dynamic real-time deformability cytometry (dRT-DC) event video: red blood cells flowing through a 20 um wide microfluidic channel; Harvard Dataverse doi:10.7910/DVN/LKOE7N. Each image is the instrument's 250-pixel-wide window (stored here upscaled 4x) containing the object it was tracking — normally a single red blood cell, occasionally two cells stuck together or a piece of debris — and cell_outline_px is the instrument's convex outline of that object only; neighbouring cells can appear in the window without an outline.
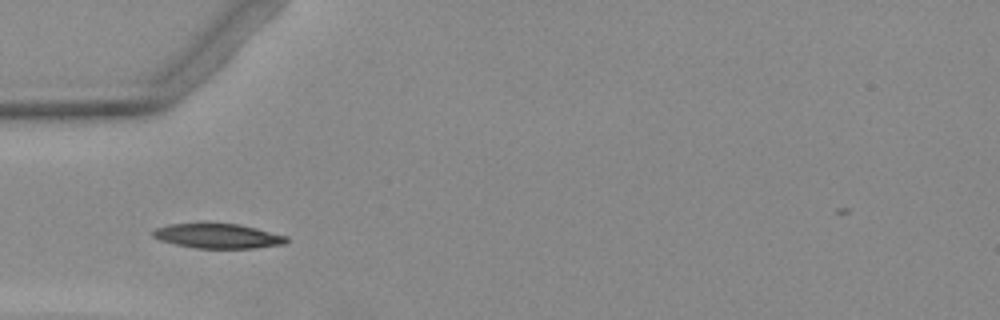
{"species": "Egyptian fruit bat (a non-hibernating species)", "species_latin": "Rousettus aegyptiacus", "temperature_condition": "warm", "stored_images_in_passage": 5, "camera_frame_rate_fps": 3000, "um_per_image_px": 0.085, "animal": {"sex": "female"}, "frame": {"image": 1, "passage_image": 4, "time_ms": 3.333, "image_size_px": [1000, 320], "cell_outline_px": [[288, 240], [284, 244], [256, 248], [192, 248], [160, 240], [152, 236], [152, 232], [156, 228], [168, 224], [200, 220], [240, 224], [288, 236]], "centroid_in_image_um": [18.47, 20.01], "position_along_channel_um": 66.5, "area_um2": 20.11}}
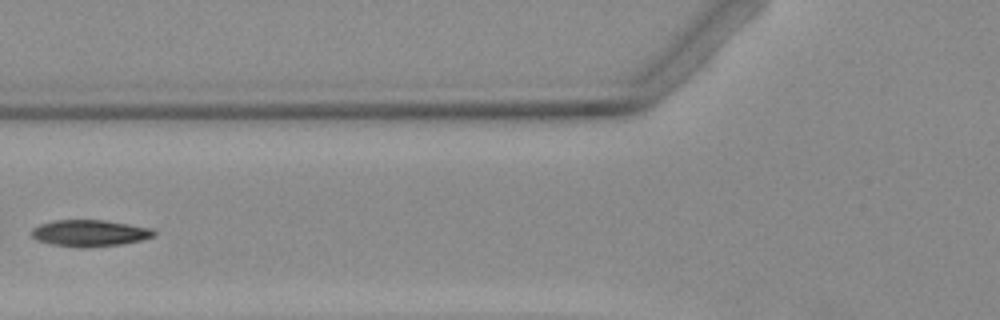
{"frame": {"image": 2, "passage_image": 5, "time_ms": 4.667, "image_size_px": [1000, 320], "cell_outline_px": [[156, 236], [140, 240], [120, 244], [84, 248], [52, 244], [36, 240], [32, 236], [32, 228], [40, 224], [52, 220], [104, 220], [152, 228], [156, 232]], "centroid_in_image_um": [7.62, 19.81], "position_along_channel_um": 118.2, "area_um2": 18.9}}